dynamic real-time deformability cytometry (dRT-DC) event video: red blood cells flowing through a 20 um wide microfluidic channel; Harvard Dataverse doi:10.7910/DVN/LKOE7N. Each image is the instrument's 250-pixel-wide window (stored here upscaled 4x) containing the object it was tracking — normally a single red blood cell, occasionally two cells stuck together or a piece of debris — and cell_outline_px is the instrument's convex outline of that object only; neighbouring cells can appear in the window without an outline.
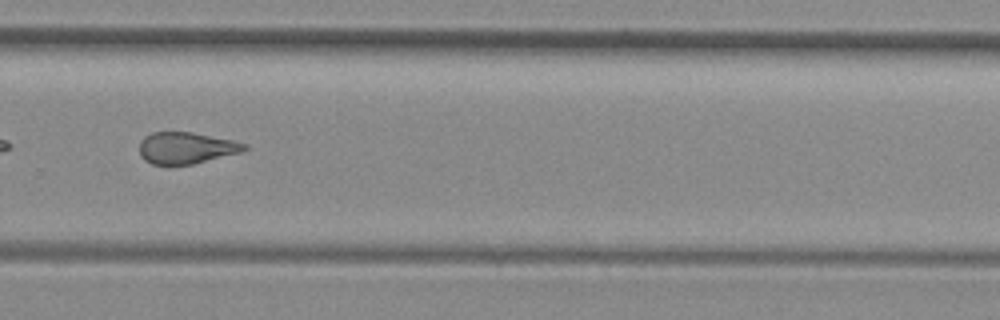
{"species": "common noctule bat (a hibernating species)", "species_latin": "Nyctalus noctula", "temperature_condition": "room temperature", "stored_images_in_passage": 31, "camera_frame_rate_fps": 3000, "um_per_image_px": 0.085, "animal": {"sex": "female", "body_mass_g": 29.2, "forearm_length_mm": 56.3}, "frame": {"image": 1, "passage_image": 18, "time_ms": 5.667, "image_size_px": [1000, 320], "cell_outline_px": [[248, 148], [244, 152], [192, 164], [152, 164], [144, 160], [140, 156], [140, 140], [144, 136], [152, 132], [192, 132], [232, 140], [248, 144]], "centroid_in_image_um": [15.84, 12.57], "position_along_channel_um": 314.0, "area_um2": 19.42}}